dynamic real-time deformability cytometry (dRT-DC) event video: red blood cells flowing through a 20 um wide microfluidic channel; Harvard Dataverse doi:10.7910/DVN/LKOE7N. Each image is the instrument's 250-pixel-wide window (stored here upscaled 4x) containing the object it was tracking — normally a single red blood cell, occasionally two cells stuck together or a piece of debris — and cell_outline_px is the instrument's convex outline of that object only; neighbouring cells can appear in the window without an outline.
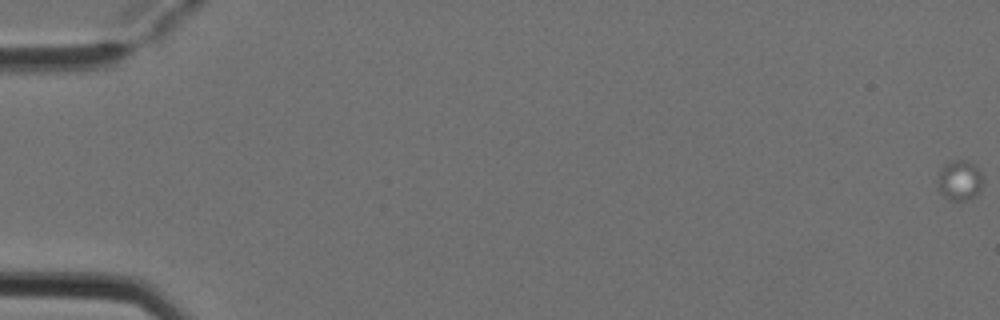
{"species": "Egyptian fruit bat (a non-hibernating species)", "species_latin": "Rousettus aegyptiacus", "temperature_condition": "cold", "stored_images_in_passage": 5, "camera_frame_rate_fps": 3000, "um_per_image_px": 0.085, "animal": {"sex": "female"}, "frame": {"image": 1, "passage_image": 1, "time_ms": 0.0, "image_size_px": [1000, 320], "cell_outline_px": [[984, 180], [980, 188], [972, 196], [964, 200], [948, 200], [940, 192], [936, 180], [936, 176], [944, 164], [952, 160], [964, 160], [980, 168]], "centroid_in_image_um": [81.53, 15.3], "position_along_channel_um": 3.5, "area_um2": 10.64}}